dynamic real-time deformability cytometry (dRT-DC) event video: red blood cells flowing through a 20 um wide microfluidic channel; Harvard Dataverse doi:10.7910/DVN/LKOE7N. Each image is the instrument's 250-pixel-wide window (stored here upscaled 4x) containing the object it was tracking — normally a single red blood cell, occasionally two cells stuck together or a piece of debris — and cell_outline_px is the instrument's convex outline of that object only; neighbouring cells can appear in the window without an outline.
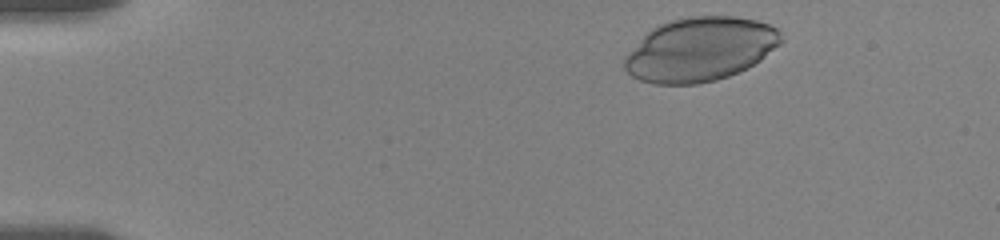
{"species": "human", "species_latin": "Homo sapiens", "temperature_condition": "room temperature", "stored_images_in_passage": 30, "camera_frame_rate_fps": 3000, "um_per_image_px": 0.085, "donor": {"sex": "female"}, "frame": {"image": 1, "passage_image": 2, "time_ms": 0.333, "image_size_px": [1000, 240], "cell_outline_px": [[784, 40], [780, 44], [760, 60], [728, 76], [716, 80], [696, 84], [656, 84], [640, 80], [632, 76], [624, 68], [624, 56], [652, 28], [660, 24], [672, 20], [692, 16], [736, 16], [756, 20], [768, 24], [776, 28], [784, 36]], "centroid_in_image_um": [59.52, 4.19], "position_along_channel_um": 25.5, "area_um2": 58.03}}